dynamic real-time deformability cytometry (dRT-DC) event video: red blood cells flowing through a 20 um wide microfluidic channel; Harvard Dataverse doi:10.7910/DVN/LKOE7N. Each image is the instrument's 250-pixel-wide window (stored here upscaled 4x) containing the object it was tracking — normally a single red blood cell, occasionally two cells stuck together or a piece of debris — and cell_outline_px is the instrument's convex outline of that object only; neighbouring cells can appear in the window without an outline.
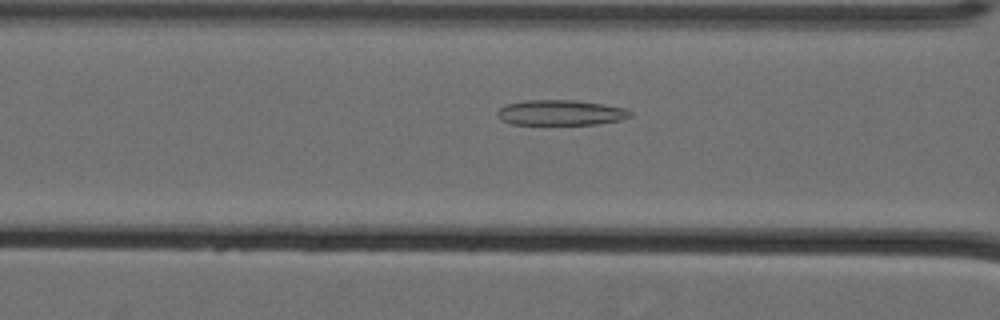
{"species": "Egyptian fruit bat (a non-hibernating species)", "species_latin": "Rousettus aegyptiacus", "temperature_condition": "cold", "stored_images_in_passage": 42, "camera_frame_rate_fps": 3000, "um_per_image_px": 0.085, "animal": {"sex": "female"}, "frame": {"image": 1, "passage_image": 10, "time_ms": 3.0, "image_size_px": [1000, 320], "cell_outline_px": [[632, 116], [620, 120], [600, 124], [512, 124], [500, 120], [496, 116], [496, 112], [504, 104], [524, 100], [576, 100], [604, 104], [624, 108], [632, 112]], "centroid_in_image_um": [47.62, 9.57], "position_along_channel_um": 119.0, "area_um2": 19.83}}
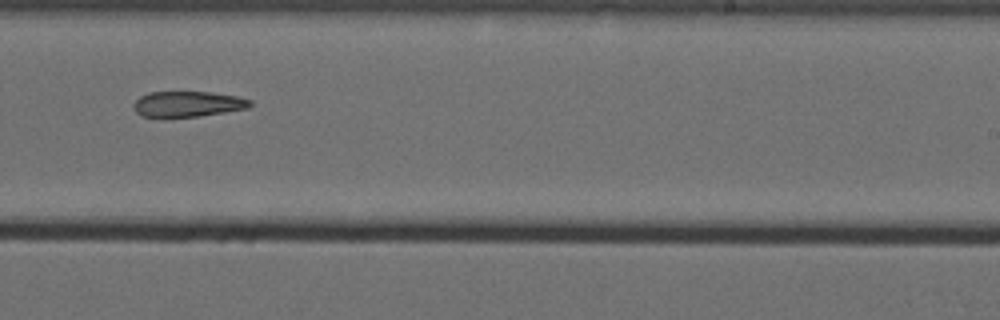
{"frame": {"image": 2, "passage_image": 23, "time_ms": 7.333, "image_size_px": [1000, 320], "cell_outline_px": [[252, 104], [248, 108], [224, 112], [196, 116], [160, 120], [140, 116], [136, 112], [132, 104], [140, 96], [148, 92], [212, 92], [236, 96], [252, 100]], "centroid_in_image_um": [15.87, 8.88], "position_along_channel_um": 273.1, "area_um2": 17.98}}
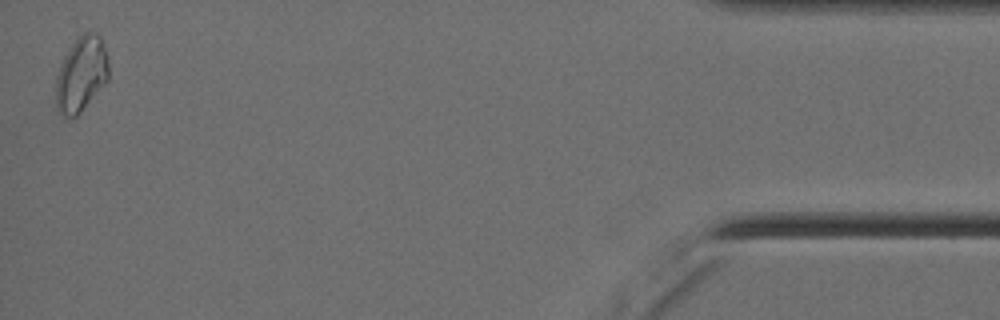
{"frame": {"image": 3, "passage_image": 42, "time_ms": 13.667, "image_size_px": [1000, 320], "cell_outline_px": [[108, 80], [80, 112], [76, 116], [60, 116], [56, 112], [56, 76], [60, 64], [72, 44], [84, 32], [96, 32], [100, 36], [108, 60]], "centroid_in_image_um": [6.89, 6.32], "position_along_channel_um": 428.3, "area_um2": 22.89}}